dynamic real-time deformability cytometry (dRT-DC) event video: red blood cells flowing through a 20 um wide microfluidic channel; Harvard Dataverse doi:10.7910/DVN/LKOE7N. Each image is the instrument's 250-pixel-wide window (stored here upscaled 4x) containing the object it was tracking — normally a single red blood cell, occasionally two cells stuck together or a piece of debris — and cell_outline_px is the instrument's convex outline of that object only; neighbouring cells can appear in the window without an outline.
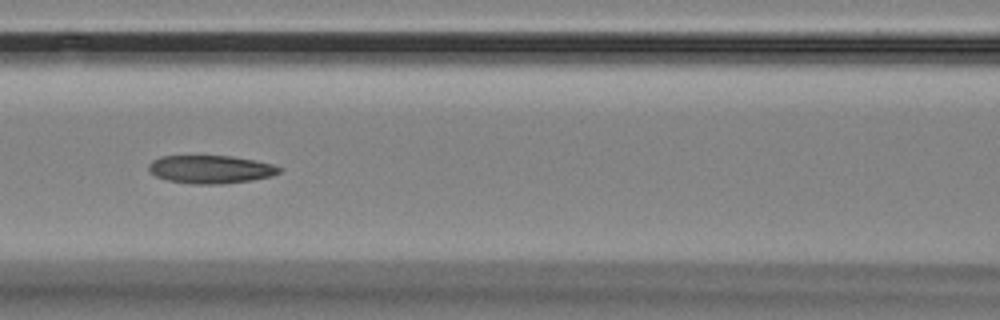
{"species": "Egyptian fruit bat (a non-hibernating species)", "species_latin": "Rousettus aegyptiacus", "temperature_condition": "room temperature", "stored_images_in_passage": 6, "camera_frame_rate_fps": 3000, "um_per_image_px": 0.085, "animal": {"sex": "female"}, "frame": {"image": 1, "passage_image": 3, "time_ms": 2.333, "image_size_px": [1000, 320], "cell_outline_px": [[284, 168], [280, 172], [272, 176], [252, 180], [224, 184], [192, 184], [168, 180], [156, 176], [148, 168], [148, 164], [152, 160], [160, 156], [232, 156], [272, 164]], "centroid_in_image_um": [17.92, 14.4], "position_along_channel_um": 148.7, "area_um2": 21.39}}
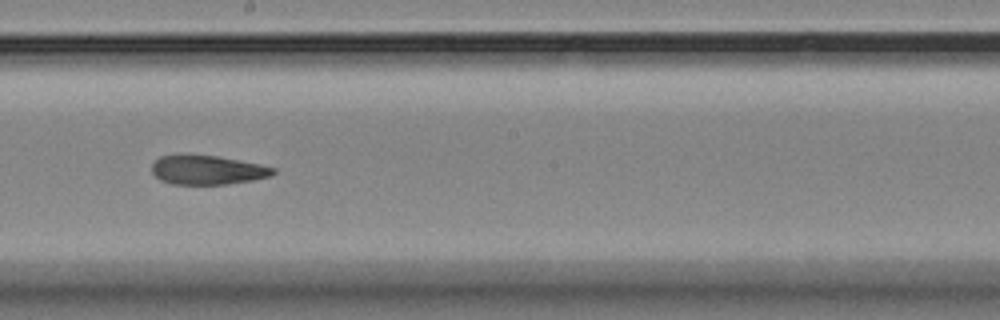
{"frame": {"image": 2, "passage_image": 5, "time_ms": 4.667, "image_size_px": [1000, 320], "cell_outline_px": [[276, 172], [272, 176], [252, 180], [228, 184], [172, 184], [160, 180], [152, 172], [152, 164], [160, 156], [216, 156], [260, 164], [276, 168]], "centroid_in_image_um": [17.67, 14.47], "position_along_channel_um": 230.5, "area_um2": 20.29}}
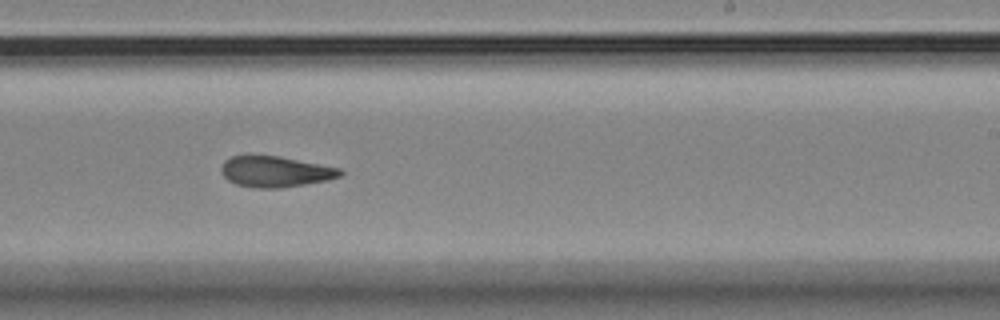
{"frame": {"image": 3, "passage_image": 6, "time_ms": 5.667, "image_size_px": [1000, 320], "cell_outline_px": [[344, 172], [340, 176], [328, 180], [280, 188], [256, 188], [236, 184], [228, 180], [224, 176], [220, 168], [224, 160], [232, 156], [248, 152], [280, 156], [340, 168]], "centroid_in_image_um": [23.35, 14.54], "position_along_channel_um": 265.7, "area_um2": 21.96}}